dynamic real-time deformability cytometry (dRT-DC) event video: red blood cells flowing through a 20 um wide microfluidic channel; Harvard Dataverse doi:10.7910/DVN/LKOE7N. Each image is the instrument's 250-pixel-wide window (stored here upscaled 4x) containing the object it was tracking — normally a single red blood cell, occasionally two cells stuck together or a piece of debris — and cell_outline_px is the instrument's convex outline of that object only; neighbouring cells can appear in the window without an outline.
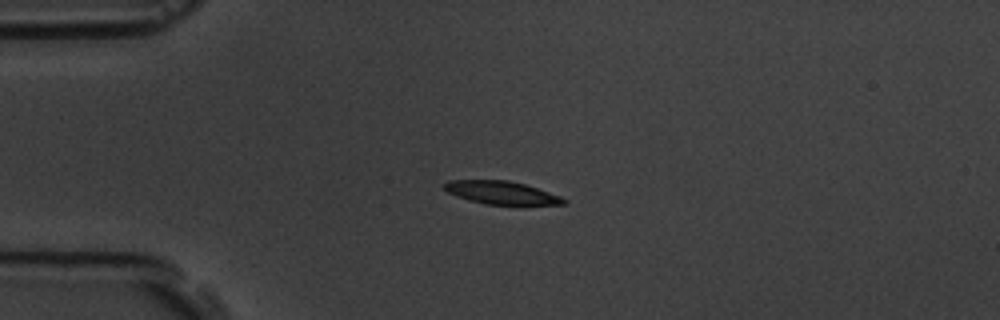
{"species": "common noctule bat (a hibernating species)", "species_latin": "Nyctalus noctula", "temperature_condition": "room temperature", "stored_images_in_passage": 6, "camera_frame_rate_fps": 3000, "um_per_image_px": 0.085, "animal": {"sex": "male", "body_mass_g": 19.5, "forearm_length_mm": 54.6}, "frame": {"image": 1, "passage_image": 4, "time_ms": 3.333, "image_size_px": [1000, 320], "cell_outline_px": [[568, 200], [564, 204], [484, 204], [468, 200], [456, 196], [448, 192], [440, 184], [448, 180], [508, 180], [524, 184], [560, 196]], "centroid_in_image_um": [42.54, 16.36], "position_along_channel_um": 42.5, "area_um2": 15.9}}
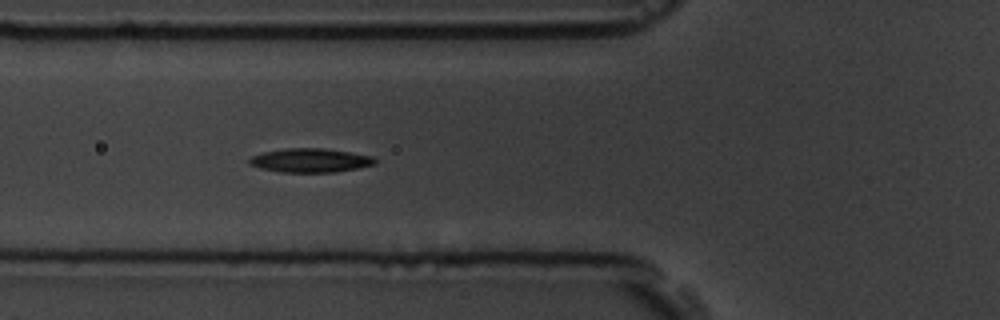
{"frame": {"image": 2, "passage_image": 6, "time_ms": 5.667, "image_size_px": [1000, 320], "cell_outline_px": [[376, 164], [336, 172], [280, 172], [260, 168], [248, 164], [248, 160], [252, 156], [264, 152], [284, 148], [324, 148], [372, 156], [376, 160]], "centroid_in_image_um": [26.35, 13.63], "position_along_channel_um": 99.5, "area_um2": 17.46}}